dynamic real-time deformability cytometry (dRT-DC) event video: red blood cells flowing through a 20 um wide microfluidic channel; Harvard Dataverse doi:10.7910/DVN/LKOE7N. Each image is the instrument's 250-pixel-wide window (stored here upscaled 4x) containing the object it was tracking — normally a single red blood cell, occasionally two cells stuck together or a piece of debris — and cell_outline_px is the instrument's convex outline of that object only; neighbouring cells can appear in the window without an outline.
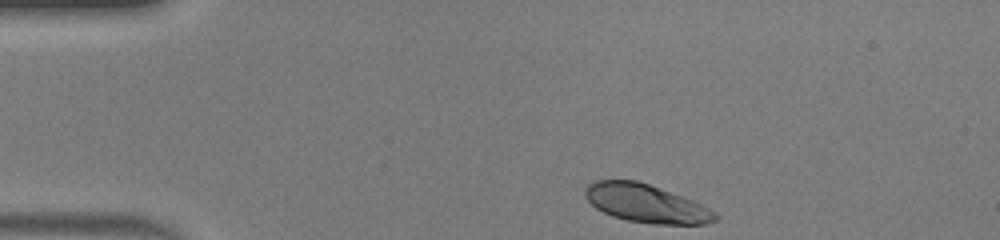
{"species": "human", "species_latin": "Homo sapiens", "temperature_condition": "warm", "stored_images_in_passage": 35, "camera_frame_rate_fps": 3000, "um_per_image_px": 0.085, "donor": {"sex": "male"}, "frame": {"image": 1, "passage_image": 1, "time_ms": 0.0, "image_size_px": [1000, 240], "cell_outline_px": [[720, 216], [716, 220], [704, 224], [656, 224], [628, 220], [612, 216], [596, 208], [584, 196], [584, 188], [588, 184], [596, 180], [636, 180], [648, 184], [692, 200], [716, 212]], "centroid_in_image_um": [54.9, 17.29], "position_along_channel_um": 30.1, "area_um2": 28.73}}
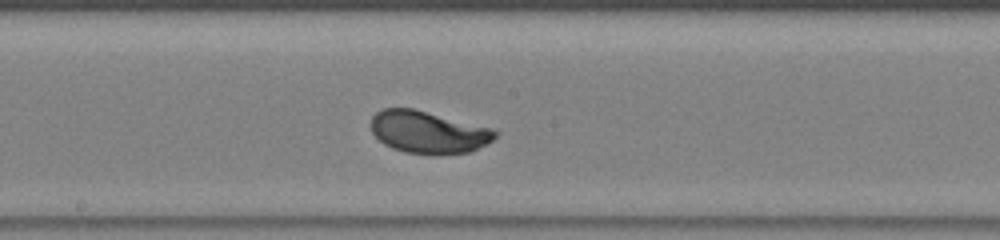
{"frame": {"image": 2, "passage_image": 19, "time_ms": 6.0, "image_size_px": [1000, 240], "cell_outline_px": [[500, 132], [492, 140], [472, 152], [432, 156], [408, 152], [392, 148], [384, 144], [372, 132], [372, 116], [376, 112], [384, 108], [412, 108], [492, 128]], "centroid_in_image_um": [36.43, 11.25], "position_along_channel_um": 211.8, "area_um2": 30.69}}
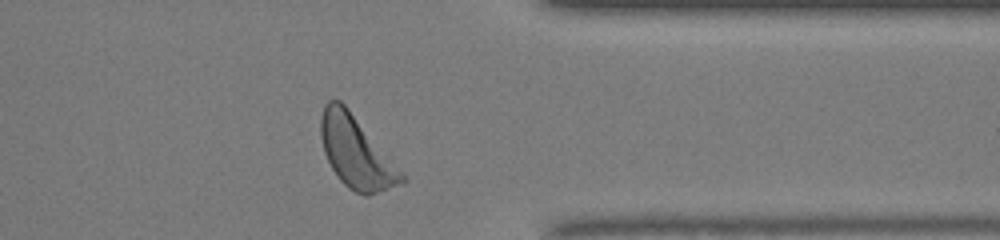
{"frame": {"image": 3, "passage_image": 32, "time_ms": 10.333, "image_size_px": [1000, 240], "cell_outline_px": [[408, 180], [404, 184], [368, 196], [364, 196], [348, 188], [336, 176], [324, 152], [320, 136], [320, 120], [324, 104], [328, 100], [340, 100], [344, 104], [388, 152]], "centroid_in_image_um": [30.31, 12.97], "position_along_channel_um": 381.1, "area_um2": 34.22}, "authors_computed_cell_mechanics": {"area_um2": 30.2872, "velocity_mm_per_s": 4.0987, "shape_relaxation_time_tau1_ms": 1.5927, "shape_relaxation_time_tau2_ms": null, "deformation_change_tau1": 0.1411, "deformation_change_tau2": null}}